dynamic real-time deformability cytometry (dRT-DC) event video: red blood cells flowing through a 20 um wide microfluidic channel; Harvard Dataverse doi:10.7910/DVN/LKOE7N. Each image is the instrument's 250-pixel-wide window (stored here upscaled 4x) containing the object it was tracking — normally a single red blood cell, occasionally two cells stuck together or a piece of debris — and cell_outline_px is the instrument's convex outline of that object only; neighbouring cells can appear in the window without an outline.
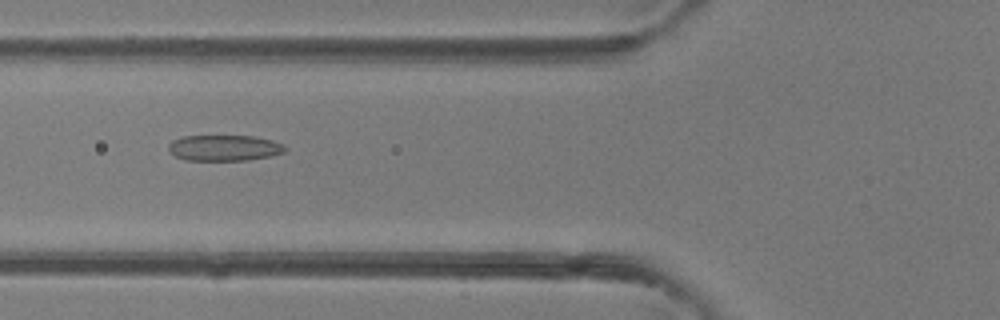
{"species": "common noctule bat (a hibernating species)", "species_latin": "Nyctalus noctula", "temperature_condition": "room temperature", "stored_images_in_passage": 5, "camera_frame_rate_fps": 3000, "um_per_image_px": 0.085, "animal": {"sex": "female"}, "frame": {"image": 1, "passage_image": 5, "time_ms": 5.333, "image_size_px": [1000, 320], "cell_outline_px": [[288, 148], [284, 152], [272, 156], [248, 160], [184, 160], [176, 156], [168, 148], [168, 144], [172, 140], [184, 136], [252, 136], [272, 140], [284, 144]], "centroid_in_image_um": [19.1, 12.57], "position_along_channel_um": 106.7, "area_um2": 17.63}}